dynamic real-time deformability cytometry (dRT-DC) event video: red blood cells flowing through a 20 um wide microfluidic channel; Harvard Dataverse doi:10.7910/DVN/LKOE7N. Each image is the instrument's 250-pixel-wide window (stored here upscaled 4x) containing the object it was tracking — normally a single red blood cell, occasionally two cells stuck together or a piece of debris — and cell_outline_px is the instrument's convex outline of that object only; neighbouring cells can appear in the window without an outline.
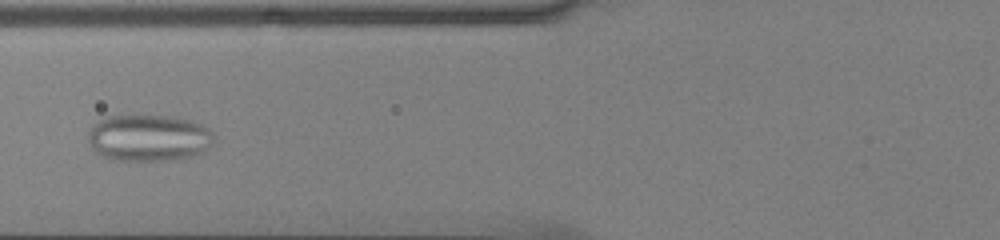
{"species": "common noctule bat (a hibernating species)", "species_latin": "Nyctalus noctula", "temperature_condition": "cold", "stored_images_in_passage": 49, "camera_frame_rate_fps": 3000, "um_per_image_px": 0.085, "animal": {"sex": "male", "body_mass_g": 13.0, "forearm_length_mm": 53.1}, "frame": {"image": 1, "passage_image": 19, "time_ms": 6.0, "image_size_px": [1000, 240], "cell_outline_px": [[216, 136], [212, 144], [200, 156], [184, 160], [116, 160], [100, 156], [92, 148], [88, 140], [88, 132], [96, 120], [104, 116], [172, 116], [192, 120], [208, 128]], "centroid_in_image_um": [12.68, 11.73], "position_along_channel_um": 113.1, "area_um2": 35.03}}
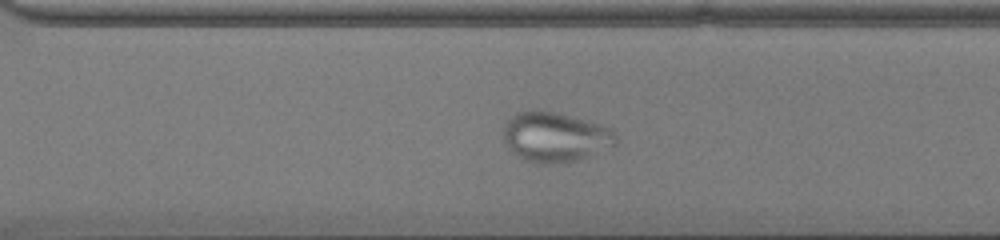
{"frame": {"image": 2, "passage_image": 35, "time_ms": 11.333, "image_size_px": [1000, 240], "cell_outline_px": [[616, 144], [580, 160], [552, 164], [536, 164], [524, 160], [516, 156], [508, 148], [504, 140], [504, 124], [516, 112], [532, 108], [556, 112], [600, 124], [612, 128], [616, 132]], "centroid_in_image_um": [47.16, 11.64], "position_along_channel_um": 323.4, "area_um2": 33.18}}
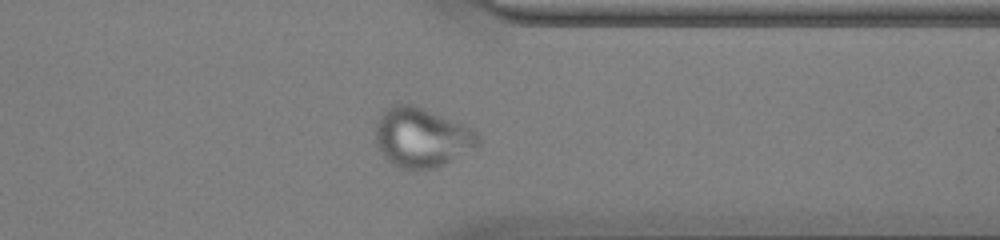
{"frame": {"image": 3, "passage_image": 39, "time_ms": 12.667, "image_size_px": [1000, 240], "cell_outline_px": [[480, 144], [476, 148], [444, 164], [432, 168], [400, 168], [388, 160], [380, 152], [376, 144], [376, 124], [384, 112], [388, 108], [396, 104], [412, 104], [472, 128], [480, 136]], "centroid_in_image_um": [35.86, 11.69], "position_along_channel_um": 375.5, "area_um2": 34.97}}